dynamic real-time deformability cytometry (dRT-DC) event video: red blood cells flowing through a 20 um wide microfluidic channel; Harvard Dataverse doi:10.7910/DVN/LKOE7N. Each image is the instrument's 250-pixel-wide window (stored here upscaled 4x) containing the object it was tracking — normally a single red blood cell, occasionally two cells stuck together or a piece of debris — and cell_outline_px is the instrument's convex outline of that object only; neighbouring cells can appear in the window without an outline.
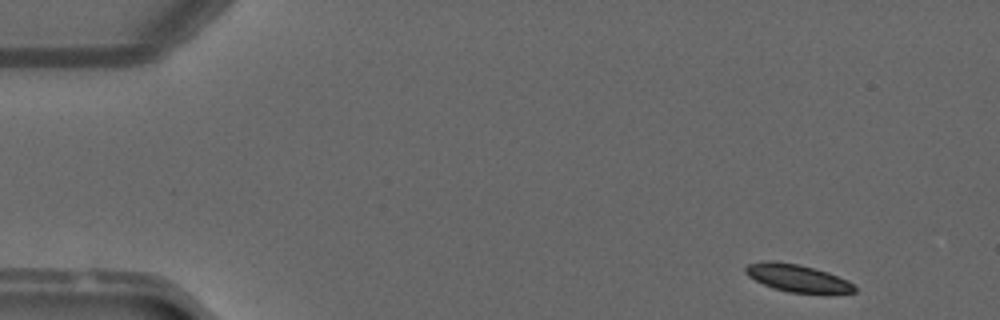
{"species": "common noctule bat (a hibernating species)", "species_latin": "Nyctalus noctula", "temperature_condition": "warm", "stored_images_in_passage": 46, "camera_frame_rate_fps": 3000, "um_per_image_px": 0.085, "animal": {"sex": "male", "forearm_length_mm": 52.5}, "frame": {"image": 1, "passage_image": 1, "time_ms": 0.0, "image_size_px": [1000, 320], "cell_outline_px": [[856, 292], [788, 292], [772, 288], [748, 276], [744, 272], [744, 268], [748, 264], [764, 260], [776, 260], [796, 264], [828, 272], [848, 280], [856, 284]], "centroid_in_image_um": [67.74, 23.61], "position_along_channel_um": 17.3, "area_um2": 17.28}}
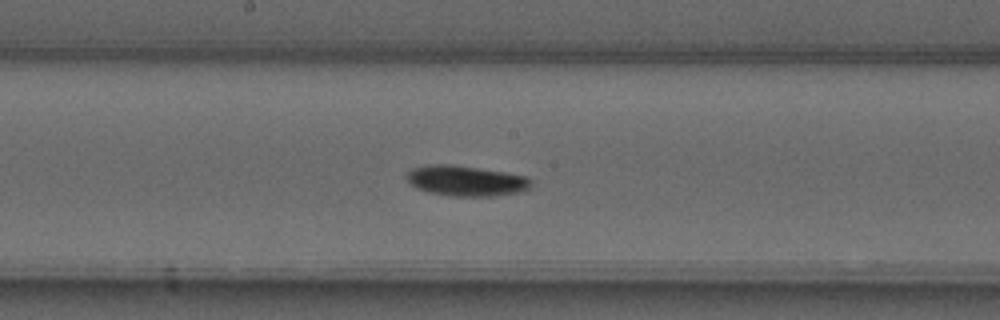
{"frame": {"image": 2, "passage_image": 23, "time_ms": 7.333, "image_size_px": [1000, 320], "cell_outline_px": [[532, 188], [520, 192], [492, 196], [448, 196], [428, 192], [416, 188], [408, 180], [408, 172], [412, 168], [428, 164], [452, 164], [504, 172], [528, 176], [532, 180]], "centroid_in_image_um": [39.65, 15.37], "position_along_channel_um": 208.5, "area_um2": 22.2}}
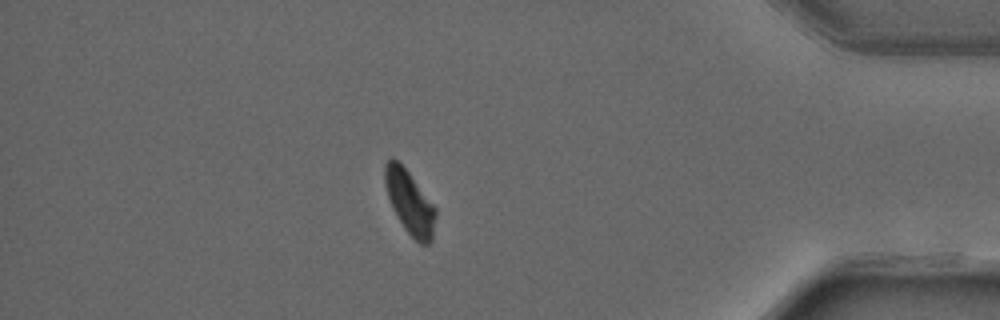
{"frame": {"image": 3, "passage_image": 40, "time_ms": 13.0, "image_size_px": [1000, 320], "cell_outline_px": [[436, 216], [432, 240], [428, 244], [420, 244], [404, 228], [392, 208], [384, 184], [384, 164], [392, 156], [408, 172], [436, 208]], "centroid_in_image_um": [34.81, 17.2], "position_along_channel_um": 400.4, "area_um2": 18.55}, "authors_computed_cell_mechanics": {"area_um2": 19.8254, "velocity_mm_per_s": 4.0701, "shape_relaxation_time_tau1_ms": 3.3508, "shape_relaxation_time_tau2_ms": null, "deformation_change_tau1": 0.1369, "deformation_change_tau2": null}}